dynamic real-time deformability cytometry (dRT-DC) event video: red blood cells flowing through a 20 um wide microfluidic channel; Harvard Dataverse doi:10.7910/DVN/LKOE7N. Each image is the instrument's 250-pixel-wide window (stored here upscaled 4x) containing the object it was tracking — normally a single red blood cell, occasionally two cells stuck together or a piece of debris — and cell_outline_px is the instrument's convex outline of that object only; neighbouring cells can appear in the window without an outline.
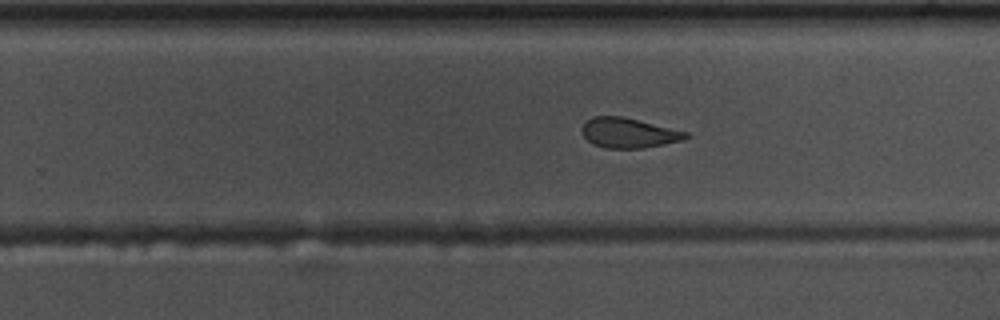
{"species": "common noctule bat (a hibernating species)", "species_latin": "Nyctalus noctula", "temperature_condition": "warm", "stored_images_in_passage": 54, "camera_frame_rate_fps": 3000, "um_per_image_px": 0.085, "animal": {"sex": "male", "body_mass_g": 17.5, "forearm_length_mm": 52.3}, "frame": {"image": 1, "passage_image": 34, "time_ms": 11.0, "image_size_px": [1000, 320], "cell_outline_px": [[692, 136], [684, 140], [644, 148], [604, 148], [592, 144], [584, 136], [580, 128], [592, 116], [624, 116], [688, 132]], "centroid_in_image_um": [53.46, 11.29], "position_along_channel_um": 276.3, "area_um2": 18.32}}
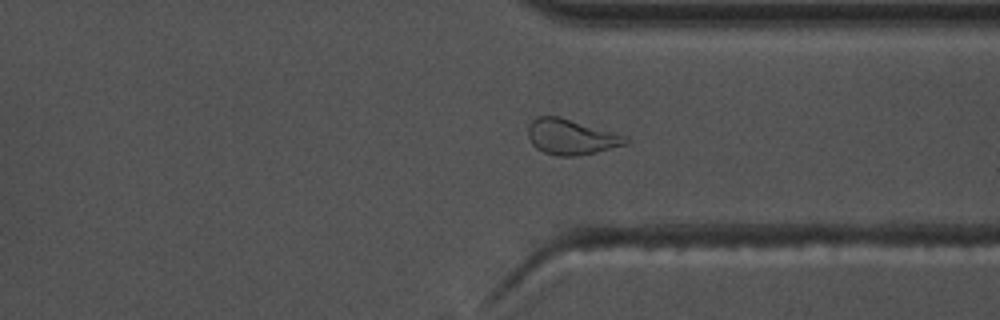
{"frame": {"image": 2, "passage_image": 41, "time_ms": 13.333, "image_size_px": [1000, 320], "cell_outline_px": [[632, 140], [628, 144], [596, 152], [576, 156], [556, 156], [544, 152], [536, 148], [532, 144], [528, 136], [528, 128], [532, 120], [536, 116], [560, 116], [628, 136]], "centroid_in_image_um": [48.58, 11.63], "position_along_channel_um": 362.8, "area_um2": 20.4}}
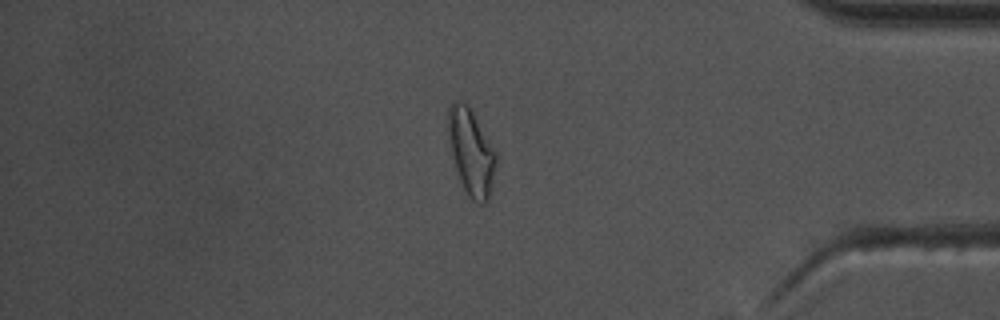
{"frame": {"image": 3, "passage_image": 46, "time_ms": 15.0, "image_size_px": [1000, 320], "cell_outline_px": [[496, 164], [488, 200], [484, 204], [480, 204], [472, 200], [468, 196], [460, 180], [452, 156], [448, 128], [448, 108], [452, 100], [460, 100], [468, 104], [496, 152]], "centroid_in_image_um": [40.04, 12.9], "position_along_channel_um": 395.2, "area_um2": 23.76}, "authors_computed_cell_mechanics": {"area_um2": 19.8543, "velocity_mm_per_s": 3.6925, "shape_relaxation_time_tau1_ms": 7.8845, "shape_relaxation_time_tau2_ms": 1.6389, "deformation_change_tau1": 0.2369, "deformation_change_tau2": 0.0958}}